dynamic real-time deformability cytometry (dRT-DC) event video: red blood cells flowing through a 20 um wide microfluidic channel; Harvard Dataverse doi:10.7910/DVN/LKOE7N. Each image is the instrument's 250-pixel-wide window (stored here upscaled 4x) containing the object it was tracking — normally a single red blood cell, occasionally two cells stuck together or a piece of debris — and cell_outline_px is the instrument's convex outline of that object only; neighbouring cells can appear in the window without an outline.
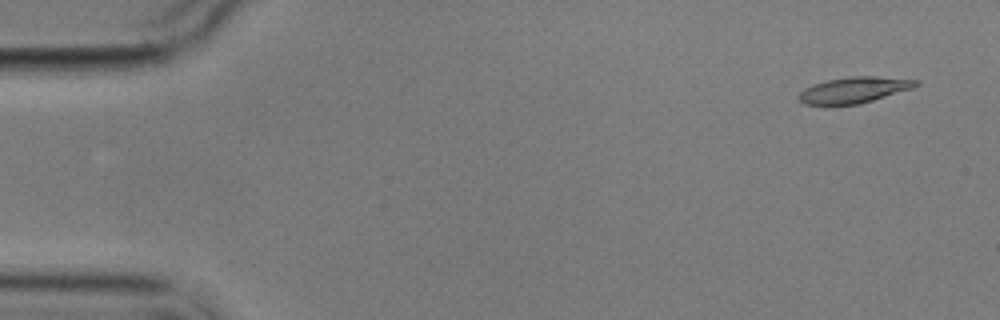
{"species": "common noctule bat (a hibernating species)", "species_latin": "Nyctalus noctula", "temperature_condition": "cold", "stored_images_in_passage": 3, "camera_frame_rate_fps": 3000, "um_per_image_px": 0.085, "animal": {"sex": "male", "body_mass_g": 17.9}, "frame": {"image": 1, "passage_image": 3, "time_ms": 23.0, "image_size_px": [1000, 320], "cell_outline_px": [[920, 84], [912, 88], [860, 104], [804, 104], [796, 96], [804, 88], [812, 84], [828, 80], [848, 76], [876, 76], [920, 80]], "centroid_in_image_um": [72.59, 7.63], "position_along_channel_um": 12.4, "area_um2": 17.69}}